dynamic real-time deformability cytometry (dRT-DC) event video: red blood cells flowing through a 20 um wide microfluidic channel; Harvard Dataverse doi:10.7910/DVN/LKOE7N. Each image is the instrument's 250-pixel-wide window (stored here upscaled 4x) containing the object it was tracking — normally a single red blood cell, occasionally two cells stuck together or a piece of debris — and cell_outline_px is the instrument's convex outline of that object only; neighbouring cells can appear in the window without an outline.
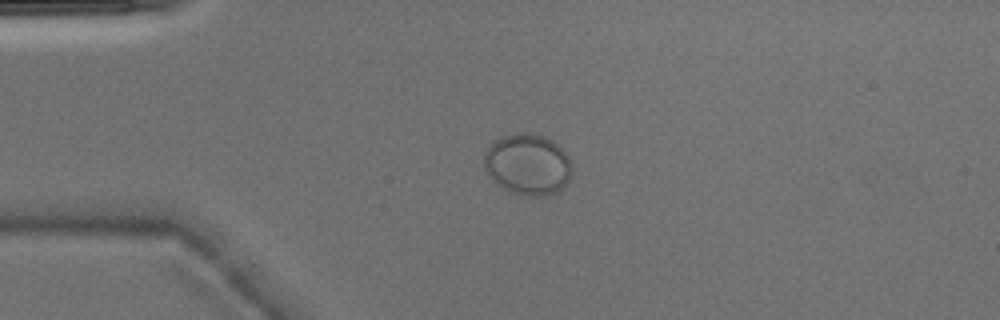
{"species": "Egyptian fruit bat (a non-hibernating species)", "species_latin": "Rousettus aegyptiacus", "temperature_condition": "warm", "stored_images_in_passage": 6, "camera_frame_rate_fps": 3000, "um_per_image_px": 0.085, "animal": {"sex": "male"}, "frame": {"image": 1, "passage_image": 3, "time_ms": 0.667, "image_size_px": [1000, 320], "cell_outline_px": [[572, 172], [568, 180], [556, 192], [544, 196], [520, 196], [508, 192], [496, 184], [488, 176], [484, 168], [484, 156], [488, 148], [500, 136], [520, 132], [528, 132], [544, 136], [552, 140], [568, 156], [572, 168]], "centroid_in_image_um": [44.82, 13.99], "position_along_channel_um": 40.2, "area_um2": 31.56}}
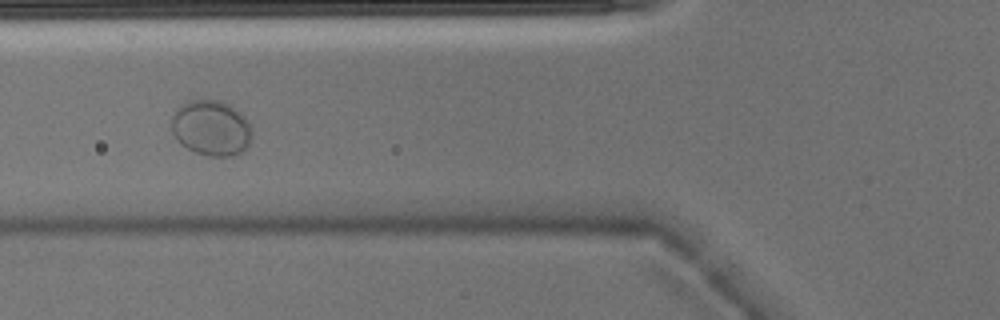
{"frame": {"image": 2, "passage_image": 5, "time_ms": 1.333, "image_size_px": [1000, 320], "cell_outline_px": [[252, 132], [248, 144], [240, 152], [232, 156], [208, 156], [196, 152], [180, 144], [176, 140], [172, 132], [172, 116], [176, 108], [180, 104], [188, 100], [220, 100], [232, 104], [248, 120]], "centroid_in_image_um": [17.93, 10.85], "position_along_channel_um": 107.9, "area_um2": 26.24}}
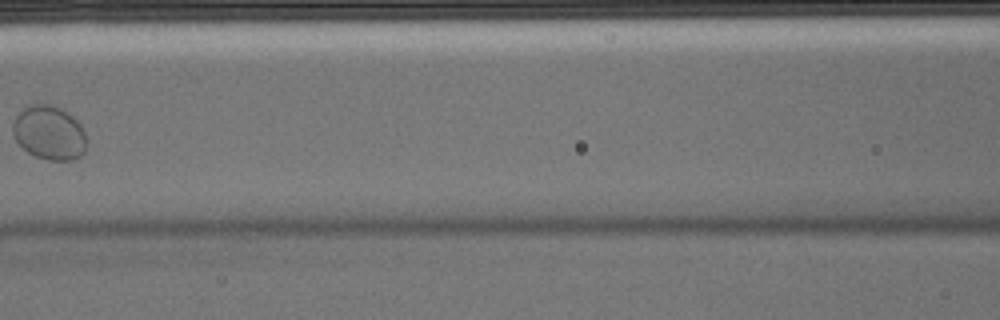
{"frame": {"image": 3, "passage_image": 6, "time_ms": 1.667, "image_size_px": [1000, 320], "cell_outline_px": [[84, 152], [80, 156], [72, 160], [48, 160], [36, 156], [28, 152], [16, 140], [12, 132], [12, 124], [16, 116], [28, 104], [52, 104], [60, 108], [72, 116], [80, 124], [84, 132]], "centroid_in_image_um": [4.15, 11.27], "position_along_channel_um": 162.4, "area_um2": 23.0}}